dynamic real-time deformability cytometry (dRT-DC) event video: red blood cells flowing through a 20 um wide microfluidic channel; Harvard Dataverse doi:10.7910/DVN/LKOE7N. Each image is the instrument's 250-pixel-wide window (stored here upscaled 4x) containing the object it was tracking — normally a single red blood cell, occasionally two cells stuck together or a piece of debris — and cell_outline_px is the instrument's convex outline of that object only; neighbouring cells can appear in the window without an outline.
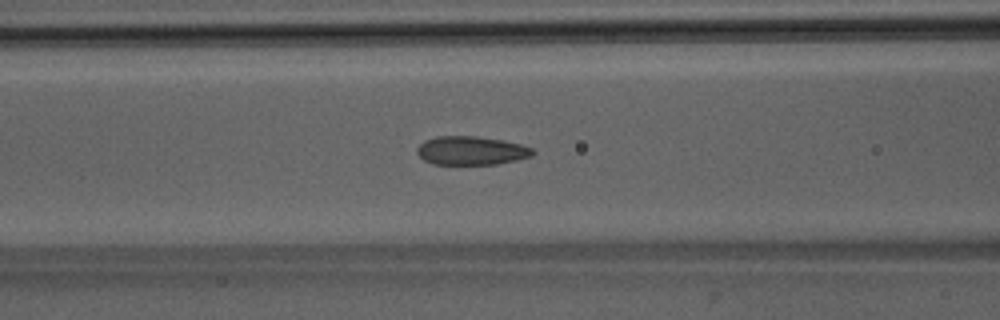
{"species": "Egyptian fruit bat (a non-hibernating species)", "species_latin": "Rousettus aegyptiacus", "temperature_condition": "room temperature", "stored_images_in_passage": 52, "camera_frame_rate_fps": 3000, "um_per_image_px": 0.085, "animal": {"sex": "male"}, "frame": {"image": 1, "passage_image": 22, "time_ms": 7.0, "image_size_px": [1000, 320], "cell_outline_px": [[536, 152], [532, 156], [516, 160], [496, 164], [432, 164], [424, 160], [416, 152], [416, 148], [424, 140], [436, 136], [476, 136], [504, 140], [520, 144], [532, 148]], "centroid_in_image_um": [40.05, 12.79], "position_along_channel_um": 126.6, "area_um2": 19.42}}
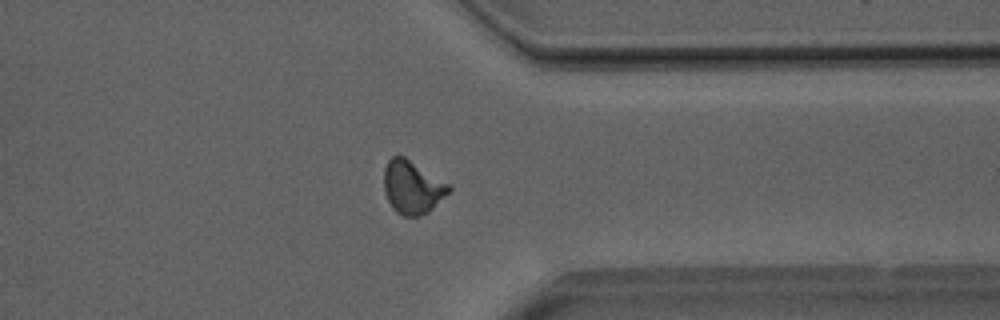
{"frame": {"image": 2, "passage_image": 41, "time_ms": 13.333, "image_size_px": [1000, 320], "cell_outline_px": [[452, 188], [428, 212], [420, 216], [404, 216], [396, 212], [392, 208], [384, 192], [384, 168], [388, 160], [396, 152], [404, 156], [448, 184]], "centroid_in_image_um": [34.99, 15.89], "position_along_channel_um": 376.4, "area_um2": 19.94}}
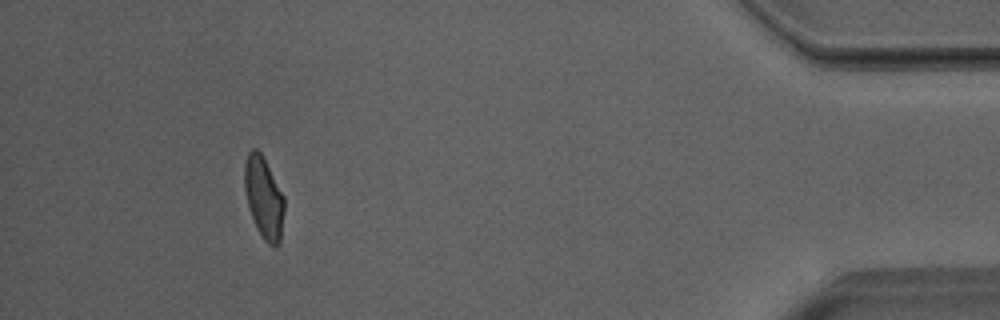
{"frame": {"image": 3, "passage_image": 48, "time_ms": 15.667, "image_size_px": [1000, 320], "cell_outline_px": [[284, 212], [280, 244], [276, 248], [268, 244], [264, 240], [256, 228], [248, 204], [244, 188], [244, 164], [248, 152], [252, 148], [256, 148], [260, 152], [284, 196]], "centroid_in_image_um": [22.42, 16.84], "position_along_channel_um": 412.8, "area_um2": 18.9}, "authors_computed_cell_mechanics": {"area_um2": 19.5075, "velocity_mm_per_s": 4.0038, "shape_relaxation_time_tau1_ms": 8.7181, "shape_relaxation_time_tau2_ms": 1.2202, "deformation_change_tau1": 0.176, "deformation_change_tau2": 0.0642}}